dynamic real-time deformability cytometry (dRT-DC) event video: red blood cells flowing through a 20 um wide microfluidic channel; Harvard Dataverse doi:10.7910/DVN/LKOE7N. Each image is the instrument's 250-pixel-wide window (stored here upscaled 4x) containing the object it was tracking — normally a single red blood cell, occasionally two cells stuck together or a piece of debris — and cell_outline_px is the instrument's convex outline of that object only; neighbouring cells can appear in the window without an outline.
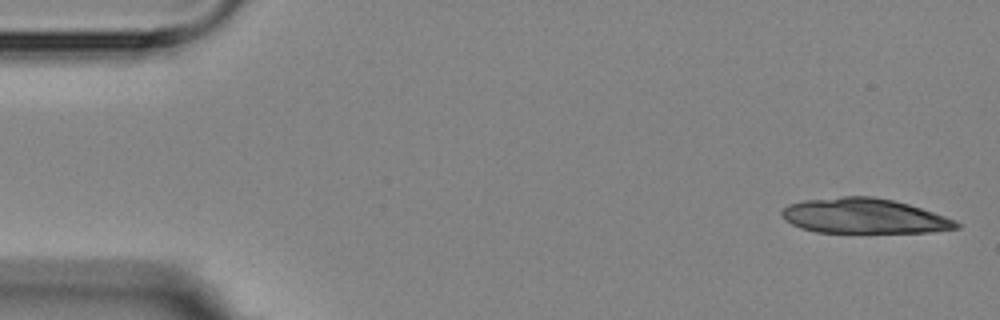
{"species": "Egyptian fruit bat (a non-hibernating species)", "species_latin": "Rousettus aegyptiacus", "temperature_condition": "room temperature", "stored_images_in_passage": 6, "segment_of_instrument_passage": [1, 2], "camera_frame_rate_fps": 3000, "um_per_image_px": 0.085, "animal": {"sex": "female"}, "frame": {"image": 1, "passage_image": 1, "time_ms": 0.0, "image_size_px": [1000, 320], "cell_outline_px": [[960, 228], [932, 232], [816, 232], [800, 228], [784, 220], [780, 212], [788, 204], [804, 200], [844, 196], [872, 196], [892, 200], [908, 204], [956, 220], [960, 224]], "centroid_in_image_um": [73.43, 18.36], "position_along_channel_um": 11.6, "area_um2": 35.55}}